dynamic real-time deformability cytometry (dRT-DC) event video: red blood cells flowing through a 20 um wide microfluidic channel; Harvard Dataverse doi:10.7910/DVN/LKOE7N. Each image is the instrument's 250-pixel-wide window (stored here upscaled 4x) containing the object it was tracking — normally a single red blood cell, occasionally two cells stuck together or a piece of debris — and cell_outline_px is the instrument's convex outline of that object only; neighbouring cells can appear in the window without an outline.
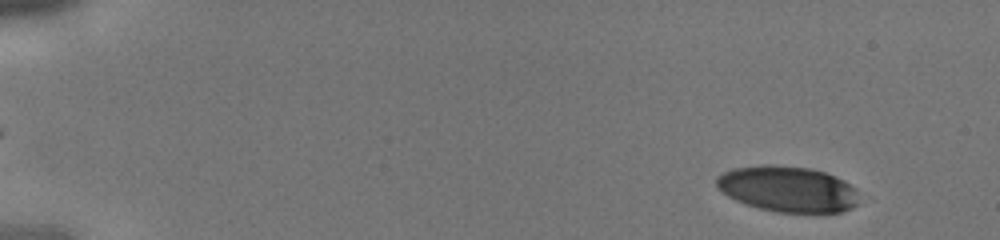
{"species": "human", "species_latin": "Homo sapiens", "temperature_condition": "cold", "stored_images_in_passage": 42, "camera_frame_rate_fps": 3000, "um_per_image_px": 0.085, "donor": {"sex": "male"}, "frame": {"image": 1, "passage_image": 3, "time_ms": 0.667, "image_size_px": [1000, 240], "cell_outline_px": [[856, 204], [852, 208], [840, 212], [776, 212], [760, 208], [736, 200], [728, 196], [716, 184], [716, 176], [732, 168], [764, 164], [772, 164], [808, 168], [824, 172], [836, 176], [844, 180], [856, 188]], "centroid_in_image_um": [66.95, 16.05], "position_along_channel_um": 18.0, "area_um2": 37.86}}
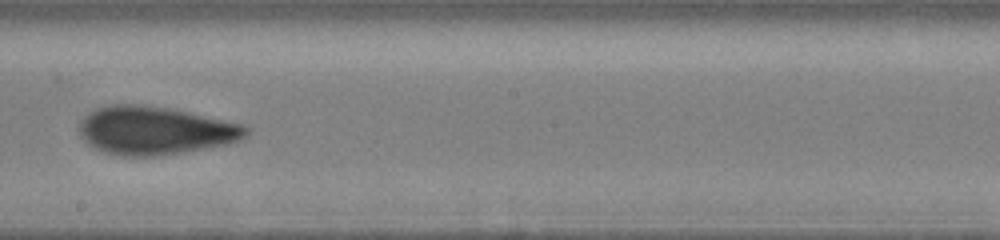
{"frame": {"image": 2, "passage_image": 25, "time_ms": 8.0, "image_size_px": [1000, 240], "cell_outline_px": [[248, 136], [240, 140], [228, 144], [184, 152], [156, 156], [120, 156], [104, 152], [88, 144], [80, 136], [80, 120], [88, 112], [96, 108], [112, 104], [140, 104], [168, 108], [188, 112], [244, 124], [248, 128]], "centroid_in_image_um": [13.17, 11.09], "position_along_channel_um": 235.0, "area_um2": 46.99}}
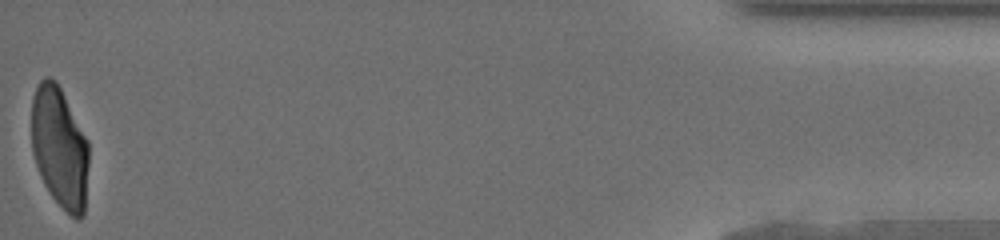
{"frame": {"image": 3, "passage_image": 42, "time_ms": 13.667, "image_size_px": [1000, 240], "cell_outline_px": [[88, 164], [84, 216], [76, 220], [52, 196], [44, 184], [36, 164], [32, 152], [32, 96], [40, 80], [44, 76], [48, 76], [56, 80], [88, 140]], "centroid_in_image_um": [5.07, 12.51], "position_along_channel_um": 430.1, "area_um2": 40.29}}